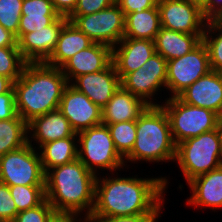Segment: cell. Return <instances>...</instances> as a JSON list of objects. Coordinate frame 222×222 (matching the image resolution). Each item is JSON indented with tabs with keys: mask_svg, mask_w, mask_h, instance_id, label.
<instances>
[{
	"mask_svg": "<svg viewBox=\"0 0 222 222\" xmlns=\"http://www.w3.org/2000/svg\"><path fill=\"white\" fill-rule=\"evenodd\" d=\"M167 180L166 177L99 176L95 184V203L89 218L160 215L164 207L163 194L169 184Z\"/></svg>",
	"mask_w": 222,
	"mask_h": 222,
	"instance_id": "6da1fadb",
	"label": "cell"
},
{
	"mask_svg": "<svg viewBox=\"0 0 222 222\" xmlns=\"http://www.w3.org/2000/svg\"><path fill=\"white\" fill-rule=\"evenodd\" d=\"M96 174L78 158L45 173L46 200L59 216L88 219L95 203ZM80 215V216H79Z\"/></svg>",
	"mask_w": 222,
	"mask_h": 222,
	"instance_id": "7a4b0ae2",
	"label": "cell"
},
{
	"mask_svg": "<svg viewBox=\"0 0 222 222\" xmlns=\"http://www.w3.org/2000/svg\"><path fill=\"white\" fill-rule=\"evenodd\" d=\"M68 84L60 68L44 62L26 63L20 78L13 83L17 114L28 124L36 117L59 109Z\"/></svg>",
	"mask_w": 222,
	"mask_h": 222,
	"instance_id": "3957f363",
	"label": "cell"
},
{
	"mask_svg": "<svg viewBox=\"0 0 222 222\" xmlns=\"http://www.w3.org/2000/svg\"><path fill=\"white\" fill-rule=\"evenodd\" d=\"M176 145L170 123L161 105H149L136 120V141L127 161L170 162L175 161ZM127 160V161H126Z\"/></svg>",
	"mask_w": 222,
	"mask_h": 222,
	"instance_id": "277c9868",
	"label": "cell"
},
{
	"mask_svg": "<svg viewBox=\"0 0 222 222\" xmlns=\"http://www.w3.org/2000/svg\"><path fill=\"white\" fill-rule=\"evenodd\" d=\"M175 161L187 183L219 168L222 165V150L218 128L177 144Z\"/></svg>",
	"mask_w": 222,
	"mask_h": 222,
	"instance_id": "5b68a950",
	"label": "cell"
},
{
	"mask_svg": "<svg viewBox=\"0 0 222 222\" xmlns=\"http://www.w3.org/2000/svg\"><path fill=\"white\" fill-rule=\"evenodd\" d=\"M161 106L168 116L175 145L218 127L217 113L184 103L179 97L169 96Z\"/></svg>",
	"mask_w": 222,
	"mask_h": 222,
	"instance_id": "8992f818",
	"label": "cell"
},
{
	"mask_svg": "<svg viewBox=\"0 0 222 222\" xmlns=\"http://www.w3.org/2000/svg\"><path fill=\"white\" fill-rule=\"evenodd\" d=\"M77 137L78 159L94 174L99 175L100 168L113 172L124 167V158L116 150L107 125L93 126Z\"/></svg>",
	"mask_w": 222,
	"mask_h": 222,
	"instance_id": "52a82bcc",
	"label": "cell"
},
{
	"mask_svg": "<svg viewBox=\"0 0 222 222\" xmlns=\"http://www.w3.org/2000/svg\"><path fill=\"white\" fill-rule=\"evenodd\" d=\"M33 145L28 143L0 157V182L8 186H45L39 151Z\"/></svg>",
	"mask_w": 222,
	"mask_h": 222,
	"instance_id": "ba28073f",
	"label": "cell"
},
{
	"mask_svg": "<svg viewBox=\"0 0 222 222\" xmlns=\"http://www.w3.org/2000/svg\"><path fill=\"white\" fill-rule=\"evenodd\" d=\"M67 19L96 43L113 48L124 37L125 15L116 3L96 13L69 15Z\"/></svg>",
	"mask_w": 222,
	"mask_h": 222,
	"instance_id": "9c48e42d",
	"label": "cell"
},
{
	"mask_svg": "<svg viewBox=\"0 0 222 222\" xmlns=\"http://www.w3.org/2000/svg\"><path fill=\"white\" fill-rule=\"evenodd\" d=\"M211 71L206 45L201 42L191 52L167 61L166 89L178 97L187 87Z\"/></svg>",
	"mask_w": 222,
	"mask_h": 222,
	"instance_id": "30bf717a",
	"label": "cell"
},
{
	"mask_svg": "<svg viewBox=\"0 0 222 222\" xmlns=\"http://www.w3.org/2000/svg\"><path fill=\"white\" fill-rule=\"evenodd\" d=\"M166 80L167 60L162 55L154 53L142 67L128 73L121 80V86L143 99L148 105H160L154 102L153 97L161 87H166Z\"/></svg>",
	"mask_w": 222,
	"mask_h": 222,
	"instance_id": "8fae6325",
	"label": "cell"
},
{
	"mask_svg": "<svg viewBox=\"0 0 222 222\" xmlns=\"http://www.w3.org/2000/svg\"><path fill=\"white\" fill-rule=\"evenodd\" d=\"M161 27L185 34H204L202 8L187 0H158Z\"/></svg>",
	"mask_w": 222,
	"mask_h": 222,
	"instance_id": "7c38bea8",
	"label": "cell"
},
{
	"mask_svg": "<svg viewBox=\"0 0 222 222\" xmlns=\"http://www.w3.org/2000/svg\"><path fill=\"white\" fill-rule=\"evenodd\" d=\"M59 110L68 119L76 134L102 124V109L70 84L62 93Z\"/></svg>",
	"mask_w": 222,
	"mask_h": 222,
	"instance_id": "4fadbf2b",
	"label": "cell"
},
{
	"mask_svg": "<svg viewBox=\"0 0 222 222\" xmlns=\"http://www.w3.org/2000/svg\"><path fill=\"white\" fill-rule=\"evenodd\" d=\"M69 20L60 16L53 24L31 33H25L18 41V49L27 63L45 62L54 51L59 34Z\"/></svg>",
	"mask_w": 222,
	"mask_h": 222,
	"instance_id": "5bb4252c",
	"label": "cell"
},
{
	"mask_svg": "<svg viewBox=\"0 0 222 222\" xmlns=\"http://www.w3.org/2000/svg\"><path fill=\"white\" fill-rule=\"evenodd\" d=\"M70 85L85 94L100 109H103L121 86V79L112 62L102 71L76 77Z\"/></svg>",
	"mask_w": 222,
	"mask_h": 222,
	"instance_id": "9a60e30c",
	"label": "cell"
},
{
	"mask_svg": "<svg viewBox=\"0 0 222 222\" xmlns=\"http://www.w3.org/2000/svg\"><path fill=\"white\" fill-rule=\"evenodd\" d=\"M184 103L206 108L222 116V73L211 70L179 96Z\"/></svg>",
	"mask_w": 222,
	"mask_h": 222,
	"instance_id": "2e32d148",
	"label": "cell"
},
{
	"mask_svg": "<svg viewBox=\"0 0 222 222\" xmlns=\"http://www.w3.org/2000/svg\"><path fill=\"white\" fill-rule=\"evenodd\" d=\"M111 63L112 47L94 42L91 46L69 58L60 69L70 84L76 77L102 71Z\"/></svg>",
	"mask_w": 222,
	"mask_h": 222,
	"instance_id": "e0dca14e",
	"label": "cell"
},
{
	"mask_svg": "<svg viewBox=\"0 0 222 222\" xmlns=\"http://www.w3.org/2000/svg\"><path fill=\"white\" fill-rule=\"evenodd\" d=\"M118 44L112 48V62L121 80L156 53L153 40L122 38Z\"/></svg>",
	"mask_w": 222,
	"mask_h": 222,
	"instance_id": "ac0fdd59",
	"label": "cell"
},
{
	"mask_svg": "<svg viewBox=\"0 0 222 222\" xmlns=\"http://www.w3.org/2000/svg\"><path fill=\"white\" fill-rule=\"evenodd\" d=\"M28 134L31 136L28 137V143L32 144V140H34L36 145L38 143V147L58 139L77 137L68 119L59 109L50 111L30 121L28 123Z\"/></svg>",
	"mask_w": 222,
	"mask_h": 222,
	"instance_id": "d6986e66",
	"label": "cell"
},
{
	"mask_svg": "<svg viewBox=\"0 0 222 222\" xmlns=\"http://www.w3.org/2000/svg\"><path fill=\"white\" fill-rule=\"evenodd\" d=\"M192 196L186 201L195 207L222 208V165L188 182Z\"/></svg>",
	"mask_w": 222,
	"mask_h": 222,
	"instance_id": "ffe728a7",
	"label": "cell"
},
{
	"mask_svg": "<svg viewBox=\"0 0 222 222\" xmlns=\"http://www.w3.org/2000/svg\"><path fill=\"white\" fill-rule=\"evenodd\" d=\"M148 106L143 99L120 86L101 110L102 123L113 124L137 120Z\"/></svg>",
	"mask_w": 222,
	"mask_h": 222,
	"instance_id": "44dd1931",
	"label": "cell"
},
{
	"mask_svg": "<svg viewBox=\"0 0 222 222\" xmlns=\"http://www.w3.org/2000/svg\"><path fill=\"white\" fill-rule=\"evenodd\" d=\"M93 43L88 36L81 32L72 22L68 21L59 34L54 51L44 63L60 68L69 58Z\"/></svg>",
	"mask_w": 222,
	"mask_h": 222,
	"instance_id": "7402d4cb",
	"label": "cell"
},
{
	"mask_svg": "<svg viewBox=\"0 0 222 222\" xmlns=\"http://www.w3.org/2000/svg\"><path fill=\"white\" fill-rule=\"evenodd\" d=\"M203 34H185L161 27L154 44L156 53L167 61L182 57L202 42Z\"/></svg>",
	"mask_w": 222,
	"mask_h": 222,
	"instance_id": "603a6c76",
	"label": "cell"
},
{
	"mask_svg": "<svg viewBox=\"0 0 222 222\" xmlns=\"http://www.w3.org/2000/svg\"><path fill=\"white\" fill-rule=\"evenodd\" d=\"M161 29L158 7L143 12H133L125 16V30L123 38L155 40Z\"/></svg>",
	"mask_w": 222,
	"mask_h": 222,
	"instance_id": "cb8c5ba5",
	"label": "cell"
},
{
	"mask_svg": "<svg viewBox=\"0 0 222 222\" xmlns=\"http://www.w3.org/2000/svg\"><path fill=\"white\" fill-rule=\"evenodd\" d=\"M77 137L58 139L41 145L39 155L44 173L48 170L73 162L78 158Z\"/></svg>",
	"mask_w": 222,
	"mask_h": 222,
	"instance_id": "d4e9b609",
	"label": "cell"
},
{
	"mask_svg": "<svg viewBox=\"0 0 222 222\" xmlns=\"http://www.w3.org/2000/svg\"><path fill=\"white\" fill-rule=\"evenodd\" d=\"M28 124L17 115L0 120V157L28 144Z\"/></svg>",
	"mask_w": 222,
	"mask_h": 222,
	"instance_id": "484cf974",
	"label": "cell"
},
{
	"mask_svg": "<svg viewBox=\"0 0 222 222\" xmlns=\"http://www.w3.org/2000/svg\"><path fill=\"white\" fill-rule=\"evenodd\" d=\"M202 42L208 50L211 70L222 73V21L207 22Z\"/></svg>",
	"mask_w": 222,
	"mask_h": 222,
	"instance_id": "4316f807",
	"label": "cell"
},
{
	"mask_svg": "<svg viewBox=\"0 0 222 222\" xmlns=\"http://www.w3.org/2000/svg\"><path fill=\"white\" fill-rule=\"evenodd\" d=\"M107 125L118 153L125 158L133 149L136 141V120Z\"/></svg>",
	"mask_w": 222,
	"mask_h": 222,
	"instance_id": "83f0119b",
	"label": "cell"
},
{
	"mask_svg": "<svg viewBox=\"0 0 222 222\" xmlns=\"http://www.w3.org/2000/svg\"><path fill=\"white\" fill-rule=\"evenodd\" d=\"M17 211L32 209L46 200L45 186H9Z\"/></svg>",
	"mask_w": 222,
	"mask_h": 222,
	"instance_id": "f1b7e54d",
	"label": "cell"
},
{
	"mask_svg": "<svg viewBox=\"0 0 222 222\" xmlns=\"http://www.w3.org/2000/svg\"><path fill=\"white\" fill-rule=\"evenodd\" d=\"M26 63L18 47H0V76L7 77L14 83L20 78Z\"/></svg>",
	"mask_w": 222,
	"mask_h": 222,
	"instance_id": "f546056e",
	"label": "cell"
},
{
	"mask_svg": "<svg viewBox=\"0 0 222 222\" xmlns=\"http://www.w3.org/2000/svg\"><path fill=\"white\" fill-rule=\"evenodd\" d=\"M23 0H0V25L13 33L18 41V27Z\"/></svg>",
	"mask_w": 222,
	"mask_h": 222,
	"instance_id": "4dcf8cb0",
	"label": "cell"
},
{
	"mask_svg": "<svg viewBox=\"0 0 222 222\" xmlns=\"http://www.w3.org/2000/svg\"><path fill=\"white\" fill-rule=\"evenodd\" d=\"M58 217L54 208L45 200L35 208L18 212L13 222H55Z\"/></svg>",
	"mask_w": 222,
	"mask_h": 222,
	"instance_id": "1f68e13d",
	"label": "cell"
},
{
	"mask_svg": "<svg viewBox=\"0 0 222 222\" xmlns=\"http://www.w3.org/2000/svg\"><path fill=\"white\" fill-rule=\"evenodd\" d=\"M60 16L22 15L18 27V40L25 34L53 24Z\"/></svg>",
	"mask_w": 222,
	"mask_h": 222,
	"instance_id": "d6a6232c",
	"label": "cell"
},
{
	"mask_svg": "<svg viewBox=\"0 0 222 222\" xmlns=\"http://www.w3.org/2000/svg\"><path fill=\"white\" fill-rule=\"evenodd\" d=\"M21 13L29 16H60L51 0H23Z\"/></svg>",
	"mask_w": 222,
	"mask_h": 222,
	"instance_id": "836d02e7",
	"label": "cell"
},
{
	"mask_svg": "<svg viewBox=\"0 0 222 222\" xmlns=\"http://www.w3.org/2000/svg\"><path fill=\"white\" fill-rule=\"evenodd\" d=\"M17 214L9 186L0 182V222H13Z\"/></svg>",
	"mask_w": 222,
	"mask_h": 222,
	"instance_id": "e575fe53",
	"label": "cell"
},
{
	"mask_svg": "<svg viewBox=\"0 0 222 222\" xmlns=\"http://www.w3.org/2000/svg\"><path fill=\"white\" fill-rule=\"evenodd\" d=\"M115 0H78L76 8L70 15H87L110 7Z\"/></svg>",
	"mask_w": 222,
	"mask_h": 222,
	"instance_id": "d590c367",
	"label": "cell"
},
{
	"mask_svg": "<svg viewBox=\"0 0 222 222\" xmlns=\"http://www.w3.org/2000/svg\"><path fill=\"white\" fill-rule=\"evenodd\" d=\"M115 3L120 7L125 16L158 6V0H115Z\"/></svg>",
	"mask_w": 222,
	"mask_h": 222,
	"instance_id": "8d00e7d4",
	"label": "cell"
},
{
	"mask_svg": "<svg viewBox=\"0 0 222 222\" xmlns=\"http://www.w3.org/2000/svg\"><path fill=\"white\" fill-rule=\"evenodd\" d=\"M17 115L15 91L12 87L7 93L0 95V120L13 119Z\"/></svg>",
	"mask_w": 222,
	"mask_h": 222,
	"instance_id": "74e56055",
	"label": "cell"
},
{
	"mask_svg": "<svg viewBox=\"0 0 222 222\" xmlns=\"http://www.w3.org/2000/svg\"><path fill=\"white\" fill-rule=\"evenodd\" d=\"M160 215L116 216L107 218H88L87 222H156Z\"/></svg>",
	"mask_w": 222,
	"mask_h": 222,
	"instance_id": "f35d334b",
	"label": "cell"
},
{
	"mask_svg": "<svg viewBox=\"0 0 222 222\" xmlns=\"http://www.w3.org/2000/svg\"><path fill=\"white\" fill-rule=\"evenodd\" d=\"M202 12L208 22L222 21V0H208Z\"/></svg>",
	"mask_w": 222,
	"mask_h": 222,
	"instance_id": "ab89813d",
	"label": "cell"
},
{
	"mask_svg": "<svg viewBox=\"0 0 222 222\" xmlns=\"http://www.w3.org/2000/svg\"><path fill=\"white\" fill-rule=\"evenodd\" d=\"M78 0H51L60 16L68 17L76 8Z\"/></svg>",
	"mask_w": 222,
	"mask_h": 222,
	"instance_id": "60d3db41",
	"label": "cell"
},
{
	"mask_svg": "<svg viewBox=\"0 0 222 222\" xmlns=\"http://www.w3.org/2000/svg\"><path fill=\"white\" fill-rule=\"evenodd\" d=\"M0 47H18L16 36L0 25Z\"/></svg>",
	"mask_w": 222,
	"mask_h": 222,
	"instance_id": "b9f144b4",
	"label": "cell"
},
{
	"mask_svg": "<svg viewBox=\"0 0 222 222\" xmlns=\"http://www.w3.org/2000/svg\"><path fill=\"white\" fill-rule=\"evenodd\" d=\"M13 87V82L4 76H0V95L7 93Z\"/></svg>",
	"mask_w": 222,
	"mask_h": 222,
	"instance_id": "7bdbcfd3",
	"label": "cell"
},
{
	"mask_svg": "<svg viewBox=\"0 0 222 222\" xmlns=\"http://www.w3.org/2000/svg\"><path fill=\"white\" fill-rule=\"evenodd\" d=\"M78 217H64V216H59L55 222H81L82 218H78ZM83 222H87L86 219H83Z\"/></svg>",
	"mask_w": 222,
	"mask_h": 222,
	"instance_id": "ee69618b",
	"label": "cell"
},
{
	"mask_svg": "<svg viewBox=\"0 0 222 222\" xmlns=\"http://www.w3.org/2000/svg\"><path fill=\"white\" fill-rule=\"evenodd\" d=\"M187 1L194 3L202 8L207 3L208 0H187Z\"/></svg>",
	"mask_w": 222,
	"mask_h": 222,
	"instance_id": "f6af8a7d",
	"label": "cell"
},
{
	"mask_svg": "<svg viewBox=\"0 0 222 222\" xmlns=\"http://www.w3.org/2000/svg\"><path fill=\"white\" fill-rule=\"evenodd\" d=\"M217 128H218L220 138H221V150H222V116L219 117Z\"/></svg>",
	"mask_w": 222,
	"mask_h": 222,
	"instance_id": "bcb514c9",
	"label": "cell"
}]
</instances>
